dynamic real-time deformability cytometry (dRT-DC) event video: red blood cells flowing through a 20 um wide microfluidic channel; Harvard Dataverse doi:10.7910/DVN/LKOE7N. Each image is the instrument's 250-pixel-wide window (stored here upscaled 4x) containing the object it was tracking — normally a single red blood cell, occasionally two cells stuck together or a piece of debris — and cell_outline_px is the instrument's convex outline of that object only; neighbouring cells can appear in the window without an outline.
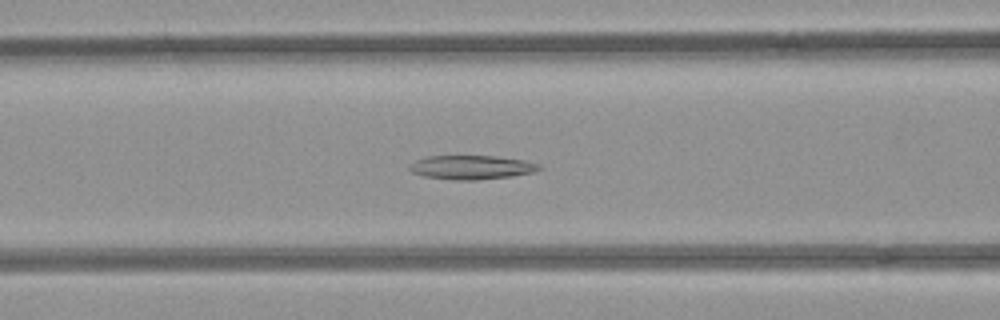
{"species": "common noctule bat (a hibernating species)", "species_latin": "Nyctalus noctula", "temperature_condition": "room temperature", "stored_images_in_passage": 38, "segment_of_instrument_passage": [1, 2], "camera_frame_rate_fps": 3000, "um_per_image_px": 0.085, "animal": {"sex": "female", "body_mass_g": 21.9}, "frame": {"image": 1, "passage_image": 6, "time_ms": 1.667, "image_size_px": [1000, 320], "cell_outline_px": [[540, 168], [532, 172], [512, 176], [476, 180], [452, 180], [424, 176], [412, 172], [408, 168], [408, 164], [424, 156], [496, 156], [524, 160], [540, 164]], "centroid_in_image_um": [40.02, 14.22], "position_along_channel_um": 126.6, "area_um2": 18.15}}
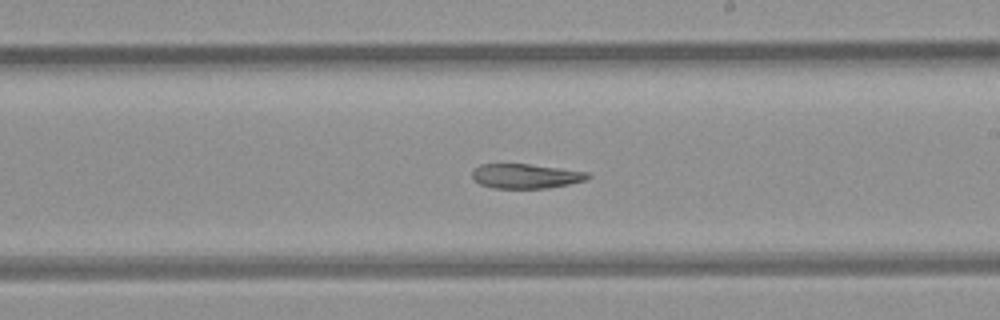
{"frame": {"image": 2, "passage_image": 15, "time_ms": 4.667, "image_size_px": [1000, 320], "cell_outline_px": [[592, 176], [584, 180], [568, 184], [548, 188], [492, 188], [480, 184], [472, 180], [472, 172], [480, 164], [528, 164], [588, 172]], "centroid_in_image_um": [44.65, 14.97], "position_along_channel_um": 244.3, "area_um2": 16.47}}
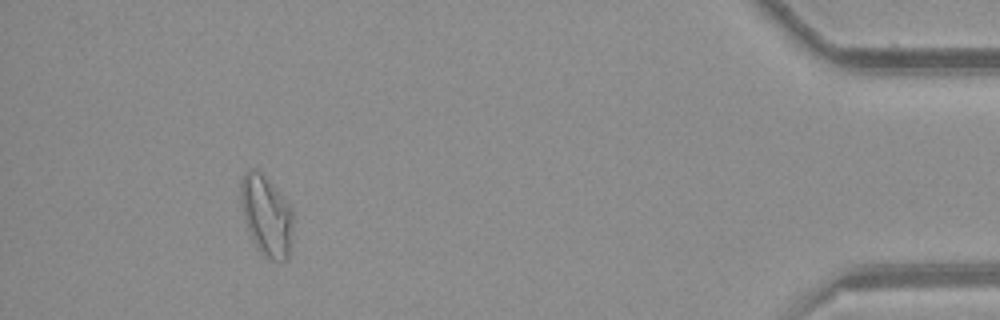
{"frame": {"image": 3, "passage_image": 33, "time_ms": 10.667, "image_size_px": [1000, 320], "cell_outline_px": [[292, 224], [288, 260], [272, 260], [264, 256], [256, 248], [252, 240], [244, 220], [240, 200], [240, 180], [244, 172], [248, 168], [256, 168], [276, 188], [292, 208]], "centroid_in_image_um": [22.61, 18.3], "position_along_channel_um": 412.6, "area_um2": 24.62}}